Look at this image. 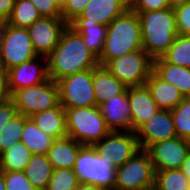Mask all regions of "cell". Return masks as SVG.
<instances>
[{"label":"cell","instance_id":"27","mask_svg":"<svg viewBox=\"0 0 190 190\" xmlns=\"http://www.w3.org/2000/svg\"><path fill=\"white\" fill-rule=\"evenodd\" d=\"M32 155L31 151L21 141H18L0 155V170L24 171Z\"/></svg>","mask_w":190,"mask_h":190},{"label":"cell","instance_id":"15","mask_svg":"<svg viewBox=\"0 0 190 190\" xmlns=\"http://www.w3.org/2000/svg\"><path fill=\"white\" fill-rule=\"evenodd\" d=\"M135 133L139 147L143 150L157 142L177 137L173 116L169 110H159Z\"/></svg>","mask_w":190,"mask_h":190},{"label":"cell","instance_id":"3","mask_svg":"<svg viewBox=\"0 0 190 190\" xmlns=\"http://www.w3.org/2000/svg\"><path fill=\"white\" fill-rule=\"evenodd\" d=\"M142 49L138 14L133 10H126L107 26L104 48L98 63L105 66L112 59Z\"/></svg>","mask_w":190,"mask_h":190},{"label":"cell","instance_id":"42","mask_svg":"<svg viewBox=\"0 0 190 190\" xmlns=\"http://www.w3.org/2000/svg\"><path fill=\"white\" fill-rule=\"evenodd\" d=\"M181 171L183 172L184 176L189 180L190 182V151L187 153L186 159L182 163Z\"/></svg>","mask_w":190,"mask_h":190},{"label":"cell","instance_id":"1","mask_svg":"<svg viewBox=\"0 0 190 190\" xmlns=\"http://www.w3.org/2000/svg\"><path fill=\"white\" fill-rule=\"evenodd\" d=\"M98 65V58L88 49L81 35L69 25L47 56L48 76L55 82Z\"/></svg>","mask_w":190,"mask_h":190},{"label":"cell","instance_id":"13","mask_svg":"<svg viewBox=\"0 0 190 190\" xmlns=\"http://www.w3.org/2000/svg\"><path fill=\"white\" fill-rule=\"evenodd\" d=\"M146 151L155 171L180 169L190 151V141L175 137L152 144Z\"/></svg>","mask_w":190,"mask_h":190},{"label":"cell","instance_id":"25","mask_svg":"<svg viewBox=\"0 0 190 190\" xmlns=\"http://www.w3.org/2000/svg\"><path fill=\"white\" fill-rule=\"evenodd\" d=\"M77 33H79L88 49L99 58L107 35V26L98 23H70Z\"/></svg>","mask_w":190,"mask_h":190},{"label":"cell","instance_id":"14","mask_svg":"<svg viewBox=\"0 0 190 190\" xmlns=\"http://www.w3.org/2000/svg\"><path fill=\"white\" fill-rule=\"evenodd\" d=\"M6 72L8 89L12 95L16 90L40 84L49 78L47 57L36 56L34 59L15 66Z\"/></svg>","mask_w":190,"mask_h":190},{"label":"cell","instance_id":"35","mask_svg":"<svg viewBox=\"0 0 190 190\" xmlns=\"http://www.w3.org/2000/svg\"><path fill=\"white\" fill-rule=\"evenodd\" d=\"M177 33L190 36V2L174 8Z\"/></svg>","mask_w":190,"mask_h":190},{"label":"cell","instance_id":"41","mask_svg":"<svg viewBox=\"0 0 190 190\" xmlns=\"http://www.w3.org/2000/svg\"><path fill=\"white\" fill-rule=\"evenodd\" d=\"M16 0H0V19L7 20L12 12Z\"/></svg>","mask_w":190,"mask_h":190},{"label":"cell","instance_id":"43","mask_svg":"<svg viewBox=\"0 0 190 190\" xmlns=\"http://www.w3.org/2000/svg\"><path fill=\"white\" fill-rule=\"evenodd\" d=\"M76 190H104V189L97 187L93 184L79 183Z\"/></svg>","mask_w":190,"mask_h":190},{"label":"cell","instance_id":"44","mask_svg":"<svg viewBox=\"0 0 190 190\" xmlns=\"http://www.w3.org/2000/svg\"><path fill=\"white\" fill-rule=\"evenodd\" d=\"M121 3L126 7L127 10H132L139 0H120Z\"/></svg>","mask_w":190,"mask_h":190},{"label":"cell","instance_id":"28","mask_svg":"<svg viewBox=\"0 0 190 190\" xmlns=\"http://www.w3.org/2000/svg\"><path fill=\"white\" fill-rule=\"evenodd\" d=\"M39 18H41L40 13L30 0H16L7 24L28 28Z\"/></svg>","mask_w":190,"mask_h":190},{"label":"cell","instance_id":"26","mask_svg":"<svg viewBox=\"0 0 190 190\" xmlns=\"http://www.w3.org/2000/svg\"><path fill=\"white\" fill-rule=\"evenodd\" d=\"M53 167L48 156L33 154L24 170L25 175L37 190H46Z\"/></svg>","mask_w":190,"mask_h":190},{"label":"cell","instance_id":"2","mask_svg":"<svg viewBox=\"0 0 190 190\" xmlns=\"http://www.w3.org/2000/svg\"><path fill=\"white\" fill-rule=\"evenodd\" d=\"M136 13L140 22L143 50L153 60L161 58L178 35L174 8Z\"/></svg>","mask_w":190,"mask_h":190},{"label":"cell","instance_id":"36","mask_svg":"<svg viewBox=\"0 0 190 190\" xmlns=\"http://www.w3.org/2000/svg\"><path fill=\"white\" fill-rule=\"evenodd\" d=\"M91 0H68L66 7L62 10V18L70 24L86 8Z\"/></svg>","mask_w":190,"mask_h":190},{"label":"cell","instance_id":"47","mask_svg":"<svg viewBox=\"0 0 190 190\" xmlns=\"http://www.w3.org/2000/svg\"><path fill=\"white\" fill-rule=\"evenodd\" d=\"M54 2L57 7L62 11L66 7L68 0H54Z\"/></svg>","mask_w":190,"mask_h":190},{"label":"cell","instance_id":"38","mask_svg":"<svg viewBox=\"0 0 190 190\" xmlns=\"http://www.w3.org/2000/svg\"><path fill=\"white\" fill-rule=\"evenodd\" d=\"M170 7L169 0H139L132 9L135 12H150L164 10Z\"/></svg>","mask_w":190,"mask_h":190},{"label":"cell","instance_id":"4","mask_svg":"<svg viewBox=\"0 0 190 190\" xmlns=\"http://www.w3.org/2000/svg\"><path fill=\"white\" fill-rule=\"evenodd\" d=\"M67 135L82 145L93 146L111 130L99 106L65 109Z\"/></svg>","mask_w":190,"mask_h":190},{"label":"cell","instance_id":"12","mask_svg":"<svg viewBox=\"0 0 190 190\" xmlns=\"http://www.w3.org/2000/svg\"><path fill=\"white\" fill-rule=\"evenodd\" d=\"M68 25L62 17H41L28 27L36 54L47 57L57 46Z\"/></svg>","mask_w":190,"mask_h":190},{"label":"cell","instance_id":"34","mask_svg":"<svg viewBox=\"0 0 190 190\" xmlns=\"http://www.w3.org/2000/svg\"><path fill=\"white\" fill-rule=\"evenodd\" d=\"M4 180L6 190H37L24 171H4Z\"/></svg>","mask_w":190,"mask_h":190},{"label":"cell","instance_id":"5","mask_svg":"<svg viewBox=\"0 0 190 190\" xmlns=\"http://www.w3.org/2000/svg\"><path fill=\"white\" fill-rule=\"evenodd\" d=\"M79 183L93 184L104 190H114L116 182V166L113 161L99 155L90 145H84L73 168Z\"/></svg>","mask_w":190,"mask_h":190},{"label":"cell","instance_id":"18","mask_svg":"<svg viewBox=\"0 0 190 190\" xmlns=\"http://www.w3.org/2000/svg\"><path fill=\"white\" fill-rule=\"evenodd\" d=\"M120 0H91L84 11L71 23H98L108 26L126 11Z\"/></svg>","mask_w":190,"mask_h":190},{"label":"cell","instance_id":"39","mask_svg":"<svg viewBox=\"0 0 190 190\" xmlns=\"http://www.w3.org/2000/svg\"><path fill=\"white\" fill-rule=\"evenodd\" d=\"M17 114V108L15 107V104L11 98L0 104V133L5 125Z\"/></svg>","mask_w":190,"mask_h":190},{"label":"cell","instance_id":"33","mask_svg":"<svg viewBox=\"0 0 190 190\" xmlns=\"http://www.w3.org/2000/svg\"><path fill=\"white\" fill-rule=\"evenodd\" d=\"M79 184L73 169H53L46 190H76Z\"/></svg>","mask_w":190,"mask_h":190},{"label":"cell","instance_id":"40","mask_svg":"<svg viewBox=\"0 0 190 190\" xmlns=\"http://www.w3.org/2000/svg\"><path fill=\"white\" fill-rule=\"evenodd\" d=\"M11 98L8 89L7 72L0 68V104Z\"/></svg>","mask_w":190,"mask_h":190},{"label":"cell","instance_id":"30","mask_svg":"<svg viewBox=\"0 0 190 190\" xmlns=\"http://www.w3.org/2000/svg\"><path fill=\"white\" fill-rule=\"evenodd\" d=\"M162 58L167 63L190 68V36L178 34Z\"/></svg>","mask_w":190,"mask_h":190},{"label":"cell","instance_id":"46","mask_svg":"<svg viewBox=\"0 0 190 190\" xmlns=\"http://www.w3.org/2000/svg\"><path fill=\"white\" fill-rule=\"evenodd\" d=\"M6 25H7V20L0 19V48H1V45H2L3 34H4V31H5Z\"/></svg>","mask_w":190,"mask_h":190},{"label":"cell","instance_id":"8","mask_svg":"<svg viewBox=\"0 0 190 190\" xmlns=\"http://www.w3.org/2000/svg\"><path fill=\"white\" fill-rule=\"evenodd\" d=\"M11 99L18 113L27 117L60 103L57 83L50 78L40 84L16 90L11 95Z\"/></svg>","mask_w":190,"mask_h":190},{"label":"cell","instance_id":"10","mask_svg":"<svg viewBox=\"0 0 190 190\" xmlns=\"http://www.w3.org/2000/svg\"><path fill=\"white\" fill-rule=\"evenodd\" d=\"M36 56L27 28L7 24L0 48V68L7 71Z\"/></svg>","mask_w":190,"mask_h":190},{"label":"cell","instance_id":"45","mask_svg":"<svg viewBox=\"0 0 190 190\" xmlns=\"http://www.w3.org/2000/svg\"><path fill=\"white\" fill-rule=\"evenodd\" d=\"M190 2V0H169V4L171 8H176L178 6L184 5Z\"/></svg>","mask_w":190,"mask_h":190},{"label":"cell","instance_id":"20","mask_svg":"<svg viewBox=\"0 0 190 190\" xmlns=\"http://www.w3.org/2000/svg\"><path fill=\"white\" fill-rule=\"evenodd\" d=\"M83 146L69 136L55 139L47 153L53 169H73L76 157Z\"/></svg>","mask_w":190,"mask_h":190},{"label":"cell","instance_id":"11","mask_svg":"<svg viewBox=\"0 0 190 190\" xmlns=\"http://www.w3.org/2000/svg\"><path fill=\"white\" fill-rule=\"evenodd\" d=\"M93 147L97 153L116 167L123 165L140 150L136 133L133 131H111Z\"/></svg>","mask_w":190,"mask_h":190},{"label":"cell","instance_id":"31","mask_svg":"<svg viewBox=\"0 0 190 190\" xmlns=\"http://www.w3.org/2000/svg\"><path fill=\"white\" fill-rule=\"evenodd\" d=\"M25 123V115L18 113L1 130L0 155L10 149L16 142L21 141L22 130Z\"/></svg>","mask_w":190,"mask_h":190},{"label":"cell","instance_id":"32","mask_svg":"<svg viewBox=\"0 0 190 190\" xmlns=\"http://www.w3.org/2000/svg\"><path fill=\"white\" fill-rule=\"evenodd\" d=\"M177 137L190 141V97L171 110Z\"/></svg>","mask_w":190,"mask_h":190},{"label":"cell","instance_id":"21","mask_svg":"<svg viewBox=\"0 0 190 190\" xmlns=\"http://www.w3.org/2000/svg\"><path fill=\"white\" fill-rule=\"evenodd\" d=\"M92 85L97 106L121 94L127 88V86L114 77L105 66L101 65L93 69Z\"/></svg>","mask_w":190,"mask_h":190},{"label":"cell","instance_id":"9","mask_svg":"<svg viewBox=\"0 0 190 190\" xmlns=\"http://www.w3.org/2000/svg\"><path fill=\"white\" fill-rule=\"evenodd\" d=\"M93 69L77 72L58 80L59 101L64 109L96 106Z\"/></svg>","mask_w":190,"mask_h":190},{"label":"cell","instance_id":"29","mask_svg":"<svg viewBox=\"0 0 190 190\" xmlns=\"http://www.w3.org/2000/svg\"><path fill=\"white\" fill-rule=\"evenodd\" d=\"M153 190H190V182L181 169L155 171Z\"/></svg>","mask_w":190,"mask_h":190},{"label":"cell","instance_id":"22","mask_svg":"<svg viewBox=\"0 0 190 190\" xmlns=\"http://www.w3.org/2000/svg\"><path fill=\"white\" fill-rule=\"evenodd\" d=\"M30 118L35 125L44 133L54 139L67 137L65 109L59 103L57 106L45 111L36 113Z\"/></svg>","mask_w":190,"mask_h":190},{"label":"cell","instance_id":"24","mask_svg":"<svg viewBox=\"0 0 190 190\" xmlns=\"http://www.w3.org/2000/svg\"><path fill=\"white\" fill-rule=\"evenodd\" d=\"M54 138L40 130L30 117L25 116V123L22 130L21 142L31 151L32 154L47 155Z\"/></svg>","mask_w":190,"mask_h":190},{"label":"cell","instance_id":"37","mask_svg":"<svg viewBox=\"0 0 190 190\" xmlns=\"http://www.w3.org/2000/svg\"><path fill=\"white\" fill-rule=\"evenodd\" d=\"M38 9L41 17H62V11L54 0H30Z\"/></svg>","mask_w":190,"mask_h":190},{"label":"cell","instance_id":"16","mask_svg":"<svg viewBox=\"0 0 190 190\" xmlns=\"http://www.w3.org/2000/svg\"><path fill=\"white\" fill-rule=\"evenodd\" d=\"M99 108L111 131H132L128 87L121 94L100 104Z\"/></svg>","mask_w":190,"mask_h":190},{"label":"cell","instance_id":"48","mask_svg":"<svg viewBox=\"0 0 190 190\" xmlns=\"http://www.w3.org/2000/svg\"><path fill=\"white\" fill-rule=\"evenodd\" d=\"M0 190H6L5 180H4V171L0 170Z\"/></svg>","mask_w":190,"mask_h":190},{"label":"cell","instance_id":"6","mask_svg":"<svg viewBox=\"0 0 190 190\" xmlns=\"http://www.w3.org/2000/svg\"><path fill=\"white\" fill-rule=\"evenodd\" d=\"M155 169L146 150L140 149L116 167L114 190H153Z\"/></svg>","mask_w":190,"mask_h":190},{"label":"cell","instance_id":"7","mask_svg":"<svg viewBox=\"0 0 190 190\" xmlns=\"http://www.w3.org/2000/svg\"><path fill=\"white\" fill-rule=\"evenodd\" d=\"M105 68L127 87L144 86L153 71V59L142 49L110 60Z\"/></svg>","mask_w":190,"mask_h":190},{"label":"cell","instance_id":"23","mask_svg":"<svg viewBox=\"0 0 190 190\" xmlns=\"http://www.w3.org/2000/svg\"><path fill=\"white\" fill-rule=\"evenodd\" d=\"M153 71L178 88L184 97H190V68L167 63L161 57L153 60Z\"/></svg>","mask_w":190,"mask_h":190},{"label":"cell","instance_id":"17","mask_svg":"<svg viewBox=\"0 0 190 190\" xmlns=\"http://www.w3.org/2000/svg\"><path fill=\"white\" fill-rule=\"evenodd\" d=\"M128 102L130 105L133 132H136L160 110L145 85L128 87Z\"/></svg>","mask_w":190,"mask_h":190},{"label":"cell","instance_id":"19","mask_svg":"<svg viewBox=\"0 0 190 190\" xmlns=\"http://www.w3.org/2000/svg\"><path fill=\"white\" fill-rule=\"evenodd\" d=\"M145 86L150 91L151 97L160 110L171 111L177 107L184 99L178 88L173 84L161 79L154 71L145 82Z\"/></svg>","mask_w":190,"mask_h":190}]
</instances>
